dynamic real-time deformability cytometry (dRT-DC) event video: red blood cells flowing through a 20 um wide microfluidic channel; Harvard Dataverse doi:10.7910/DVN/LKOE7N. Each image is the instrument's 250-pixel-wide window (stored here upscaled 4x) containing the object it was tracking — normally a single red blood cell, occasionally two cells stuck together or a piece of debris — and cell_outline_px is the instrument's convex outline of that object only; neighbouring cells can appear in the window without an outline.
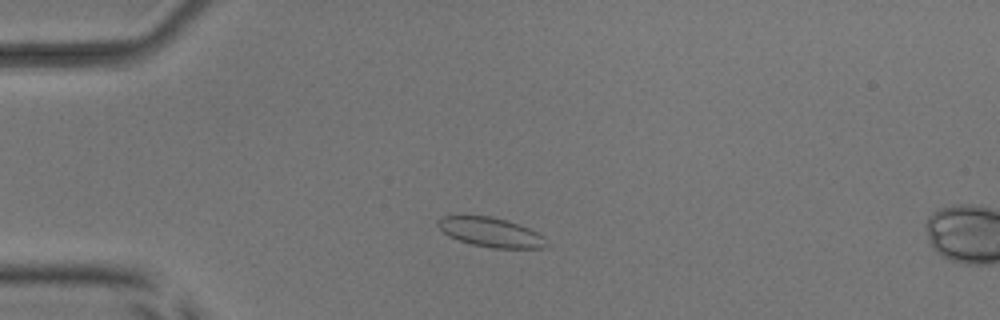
{"species": "common noctule bat (a hibernating species)", "species_latin": "Nyctalus noctula", "temperature_condition": "room temperature", "stored_images_in_passage": 4, "camera_frame_rate_fps": 3000, "um_per_image_px": 0.085, "animal": {"sex": "male", "body_mass_g": 17.9, "forearm_length_mm": 54.2}, "frame": {"image": 1, "passage_image": 3, "time_ms": 2.333, "image_size_px": [1000, 320], "cell_outline_px": [[552, 244], [548, 248], [492, 248], [472, 244], [448, 236], [436, 224], [436, 220], [444, 216], [492, 216], [520, 224], [544, 236]], "centroid_in_image_um": [41.78, 19.75], "position_along_channel_um": 43.2, "area_um2": 18.79}}